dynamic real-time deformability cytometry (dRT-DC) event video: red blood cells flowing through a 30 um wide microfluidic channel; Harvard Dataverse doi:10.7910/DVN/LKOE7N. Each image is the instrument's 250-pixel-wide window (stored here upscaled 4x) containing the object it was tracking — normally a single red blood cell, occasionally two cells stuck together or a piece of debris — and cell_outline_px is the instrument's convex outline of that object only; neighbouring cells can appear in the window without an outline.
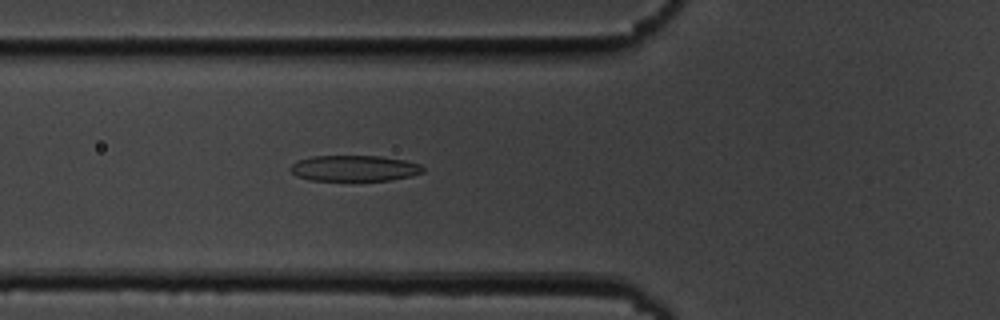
{"species": "common noctule bat (a hibernating species)", "species_latin": "Nyctalus noctula", "temperature_condition": "cold", "stored_images_in_passage": 51, "camera_frame_rate_fps": 3000, "um_per_image_px": 0.085, "animal": {"sex": "male", "body_mass_g": 19.5, "forearm_length_mm": 54.6}, "frame": {"image": 1, "passage_image": 20, "time_ms": 6.333, "image_size_px": [1000, 320], "cell_outline_px": [[424, 172], [412, 176], [392, 180], [308, 180], [296, 176], [288, 168], [296, 160], [312, 156], [380, 156], [404, 160], [420, 164], [424, 168]], "centroid_in_image_um": [30.1, 14.3], "position_along_channel_um": 95.7, "area_um2": 20.11}}
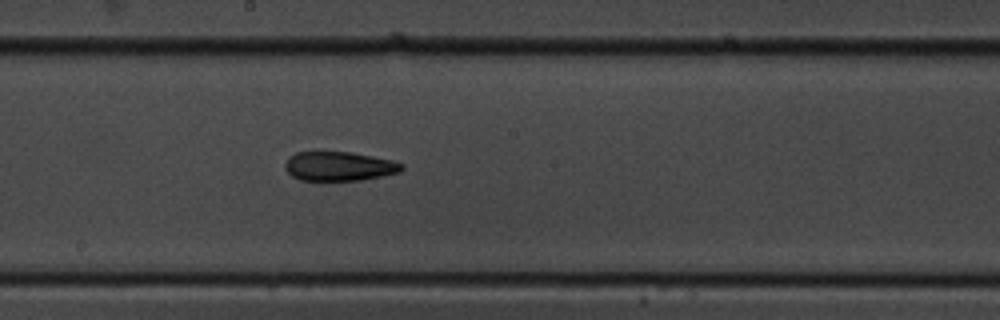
{"frame": {"image": 2, "passage_image": 30, "time_ms": 9.667, "image_size_px": [1000, 320], "cell_outline_px": [[404, 168], [400, 172], [384, 176], [360, 180], [300, 180], [292, 176], [284, 168], [284, 164], [288, 156], [296, 152], [352, 152], [392, 160], [404, 164]], "centroid_in_image_um": [28.83, 14.13], "position_along_channel_um": 219.4, "area_um2": 20.0}}
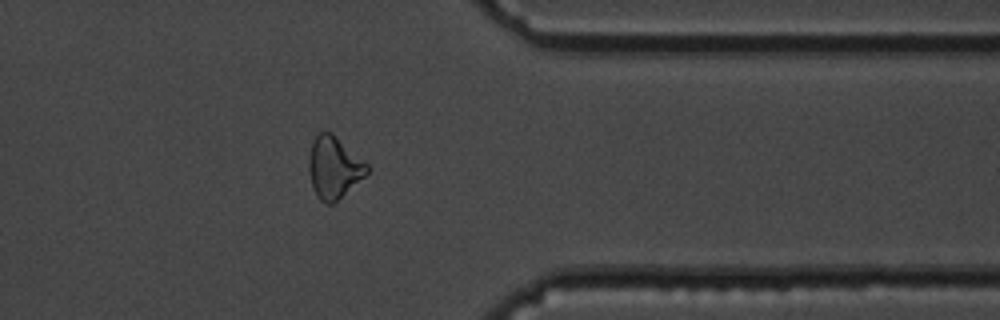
{"frame": {"image": 3, "passage_image": 44, "time_ms": 14.333, "image_size_px": [1000, 320], "cell_outline_px": [[368, 172], [364, 176], [332, 204], [324, 204], [320, 200], [312, 188], [308, 168], [308, 160], [312, 144], [316, 136], [320, 132], [332, 132], [368, 164]], "centroid_in_image_um": [28.36, 14.23], "position_along_channel_um": 383.0, "area_um2": 20.69}, "authors_computed_cell_mechanics": {"area_um2": 20.6346, "velocity_mm_per_s": 3.7124, "shape_relaxation_time_tau1_ms": 5.3843, "shape_relaxation_time_tau2_ms": 3.0908, "deformation_change_tau1": 0.1608, "deformation_change_tau2": 0.1211}}